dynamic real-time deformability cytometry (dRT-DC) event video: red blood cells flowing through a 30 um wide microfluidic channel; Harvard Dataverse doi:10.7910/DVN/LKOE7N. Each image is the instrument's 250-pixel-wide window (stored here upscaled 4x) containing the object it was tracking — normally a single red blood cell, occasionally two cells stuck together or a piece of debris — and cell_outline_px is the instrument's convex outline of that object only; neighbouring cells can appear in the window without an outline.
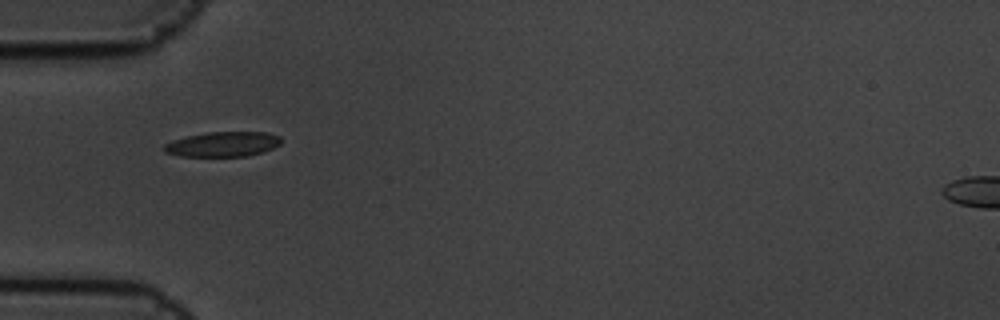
{"species": "common noctule bat (a hibernating species)", "species_latin": "Nyctalus noctula", "temperature_condition": "cold", "stored_images_in_passage": 6, "camera_frame_rate_fps": 3000, "um_per_image_px": 0.085, "animal": {"sex": "male", "body_mass_g": 19.5, "forearm_length_mm": 54.6}, "frame": {"image": 1, "passage_image": 5, "time_ms": 1.333, "image_size_px": [1000, 320], "cell_outline_px": [[280, 144], [264, 152], [248, 156], [180, 156], [164, 152], [164, 144], [172, 140], [188, 136], [208, 132], [268, 132], [280, 136]], "centroid_in_image_um": [18.95, 12.26], "position_along_channel_um": 66.1, "area_um2": 16.99}}
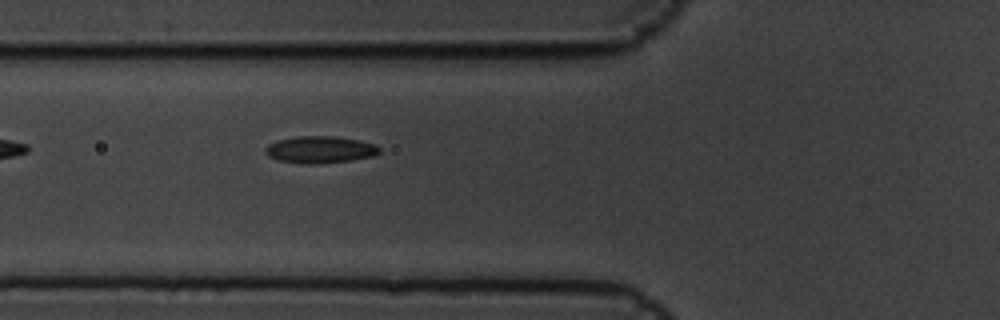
{"frame": {"image": 2, "passage_image": 6, "time_ms": 1.667, "image_size_px": [1000, 320], "cell_outline_px": [[380, 152], [372, 156], [352, 160], [320, 164], [304, 164], [276, 160], [268, 156], [264, 152], [264, 148], [268, 144], [276, 140], [296, 136], [332, 136], [360, 140], [376, 144], [380, 148]], "centroid_in_image_um": [27.17, 12.72], "position_along_channel_um": 98.6, "area_um2": 18.21}}